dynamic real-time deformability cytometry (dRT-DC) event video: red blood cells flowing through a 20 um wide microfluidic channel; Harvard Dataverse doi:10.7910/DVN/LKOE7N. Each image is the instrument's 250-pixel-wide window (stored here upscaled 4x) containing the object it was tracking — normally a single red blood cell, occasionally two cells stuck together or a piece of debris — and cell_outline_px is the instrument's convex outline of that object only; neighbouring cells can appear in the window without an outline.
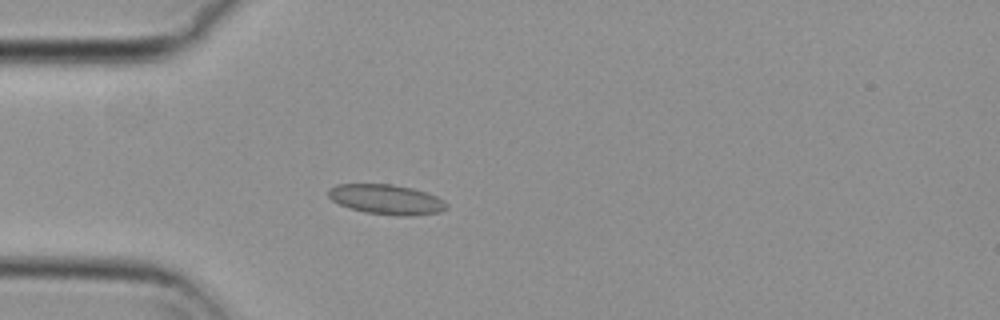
{"species": "common noctule bat (a hibernating species)", "species_latin": "Nyctalus noctula", "temperature_condition": "cold", "stored_images_in_passage": 56, "camera_frame_rate_fps": 3000, "um_per_image_px": 0.085, "animal": {"sex": "female", "body_mass_g": 29.2, "forearm_length_mm": 56.3}, "frame": {"image": 1, "passage_image": 16, "time_ms": 5.0, "image_size_px": [1000, 320], "cell_outline_px": [[448, 208], [440, 212], [412, 216], [396, 216], [364, 212], [348, 208], [332, 200], [328, 196], [328, 188], [336, 184], [392, 184], [412, 188], [436, 196], [444, 200], [448, 204]], "centroid_in_image_um": [32.84, 16.96], "position_along_channel_um": 52.2, "area_um2": 20.81}}
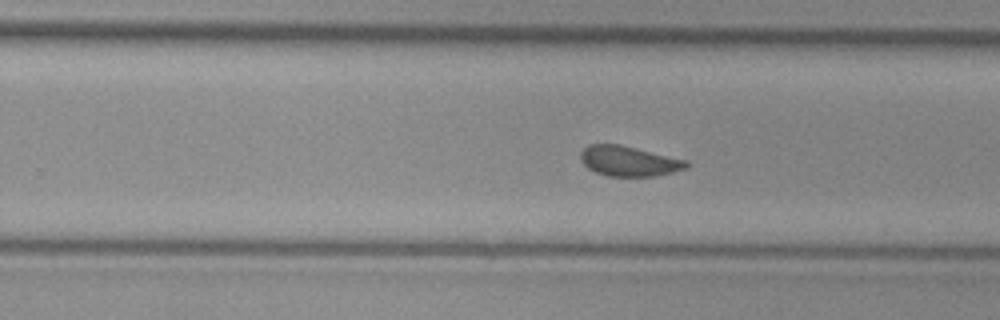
{"frame": {"image": 2, "passage_image": 35, "time_ms": 11.333, "image_size_px": [1000, 320], "cell_outline_px": [[688, 168], [656, 176], [608, 176], [596, 172], [588, 168], [580, 160], [580, 152], [588, 144], [620, 144], [688, 160]], "centroid_in_image_um": [53.45, 13.69], "position_along_channel_um": 276.3, "area_um2": 18.67}}
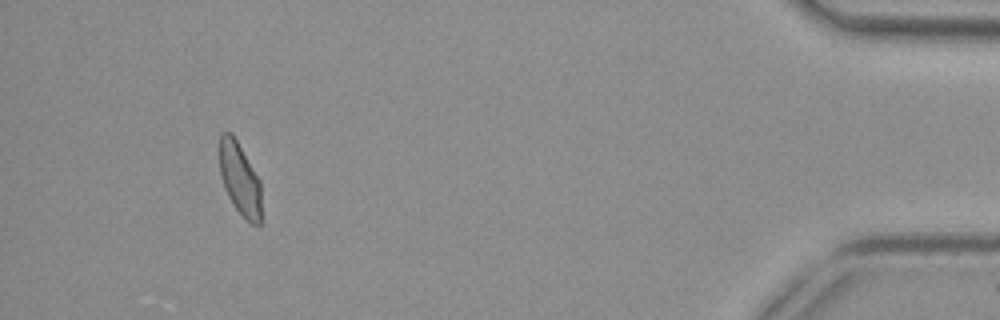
{"frame": {"image": 3, "passage_image": 52, "time_ms": 17.0, "image_size_px": [1000, 320], "cell_outline_px": [[260, 224], [252, 224], [232, 204], [224, 188], [220, 176], [220, 132], [232, 132], [260, 180]], "centroid_in_image_um": [20.36, 15.17], "position_along_channel_um": 414.8, "area_um2": 17.46}, "authors_computed_cell_mechanics": {"area_um2": 19.2474, "velocity_mm_per_s": 3.6859, "shape_relaxation_time_tau1_ms": null, "shape_relaxation_time_tau2_ms": 0.881, "deformation_change_tau1": null, "deformation_change_tau2": 0.0511}}